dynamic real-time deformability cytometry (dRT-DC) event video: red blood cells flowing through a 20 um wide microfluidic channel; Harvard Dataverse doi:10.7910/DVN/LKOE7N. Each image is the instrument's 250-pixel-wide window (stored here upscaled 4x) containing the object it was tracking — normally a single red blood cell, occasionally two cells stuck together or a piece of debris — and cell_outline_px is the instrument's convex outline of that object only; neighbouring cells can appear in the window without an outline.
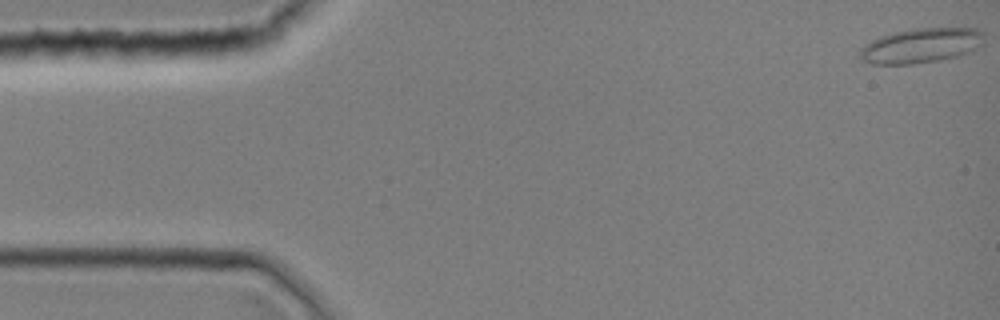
{"species": "common noctule bat (a hibernating species)", "species_latin": "Nyctalus noctula", "temperature_condition": "room temperature", "stored_images_in_passage": 11, "camera_frame_rate_fps": 3000, "um_per_image_px": 0.085, "animal": {"sex": "female", "body_mass_g": 19.0, "forearm_length_mm": 51.5}, "frame": {"image": 1, "passage_image": 1, "time_ms": 0.0, "image_size_px": [1000, 320], "cell_outline_px": [[984, 44], [968, 52], [956, 56], [940, 60], [912, 64], [872, 64], [856, 56], [860, 48], [864, 44], [880, 36], [896, 32], [916, 28], [976, 28], [984, 32]], "centroid_in_image_um": [78.28, 3.87], "position_along_channel_um": 6.7, "area_um2": 25.32}}
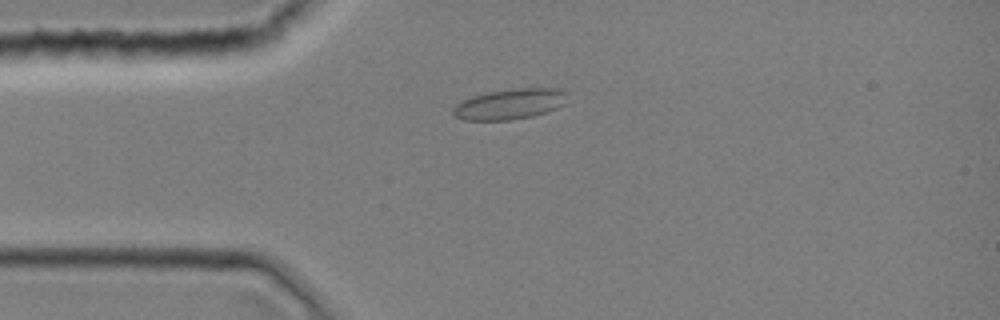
{"frame": {"image": 2, "passage_image": 10, "time_ms": 3.0, "image_size_px": [1000, 320], "cell_outline_px": [[568, 92], [564, 104], [556, 108], [532, 116], [508, 120], [464, 120], [456, 116], [452, 112], [452, 108], [460, 100], [472, 96], [488, 92], [520, 88], [552, 88]], "centroid_in_image_um": [43.3, 8.84], "position_along_channel_um": 41.7, "area_um2": 20.17}}